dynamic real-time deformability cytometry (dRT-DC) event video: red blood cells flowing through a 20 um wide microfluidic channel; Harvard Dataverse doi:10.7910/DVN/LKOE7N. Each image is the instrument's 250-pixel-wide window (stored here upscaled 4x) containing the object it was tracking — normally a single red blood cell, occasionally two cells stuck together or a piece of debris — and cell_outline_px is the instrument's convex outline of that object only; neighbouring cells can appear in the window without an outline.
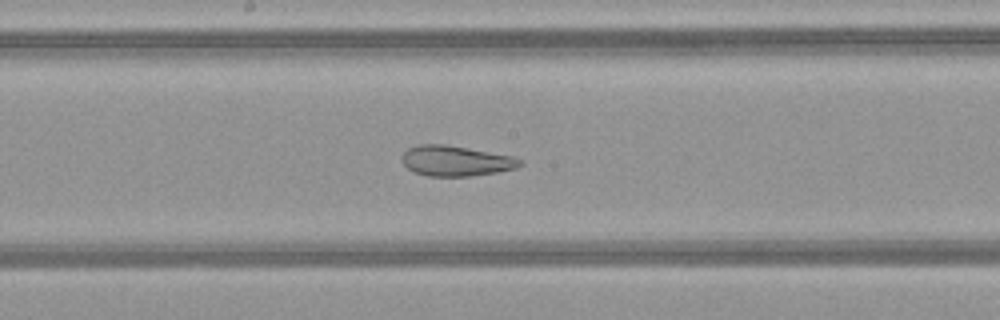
{"species": "common noctule bat (a hibernating species)", "species_latin": "Nyctalus noctula", "temperature_condition": "warm", "stored_images_in_passage": 49, "camera_frame_rate_fps": 3000, "um_per_image_px": 0.085, "animal": {"sex": "female", "body_mass_g": 21.9}, "frame": {"image": 1, "passage_image": 26, "time_ms": 8.333, "image_size_px": [1000, 320], "cell_outline_px": [[524, 164], [516, 168], [496, 172], [472, 176], [428, 176], [416, 172], [408, 168], [400, 160], [400, 156], [408, 148], [420, 144], [444, 144], [516, 156], [524, 160]], "centroid_in_image_um": [38.78, 13.67], "position_along_channel_um": 209.4, "area_um2": 21.1}}
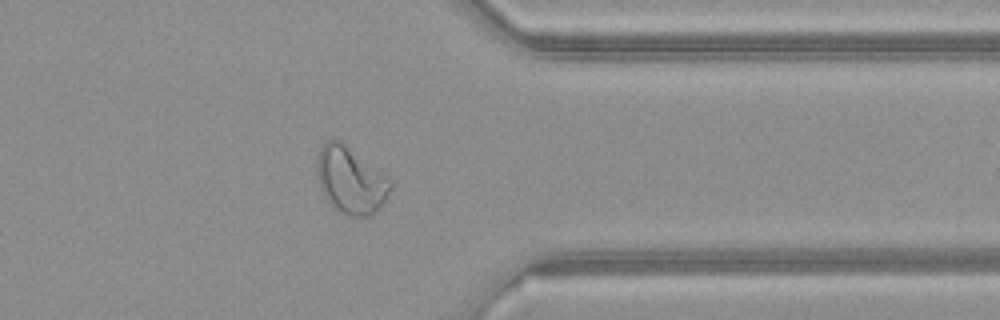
{"frame": {"image": 2, "passage_image": 39, "time_ms": 12.667, "image_size_px": [1000, 320], "cell_outline_px": [[392, 188], [388, 196], [368, 216], [348, 216], [332, 208], [320, 188], [316, 172], [316, 160], [320, 148], [328, 140], [340, 140], [388, 176], [392, 180]], "centroid_in_image_um": [29.78, 15.31], "position_along_channel_um": 381.6, "area_um2": 28.55}}
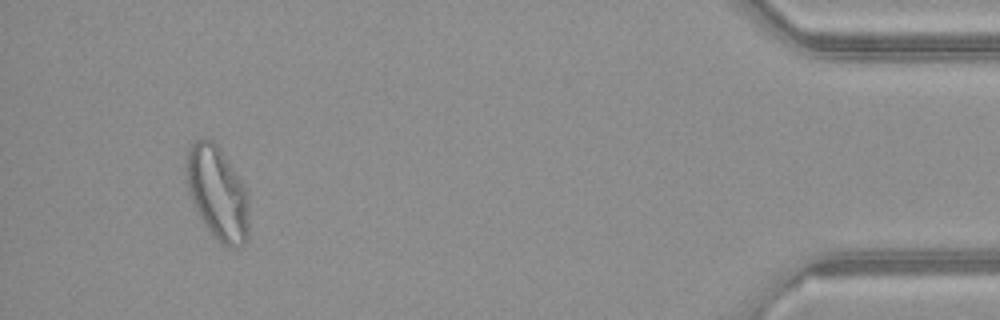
{"frame": {"image": 3, "passage_image": 46, "time_ms": 15.0, "image_size_px": [1000, 320], "cell_outline_px": [[248, 236], [244, 244], [236, 248], [232, 248], [220, 244], [216, 240], [204, 224], [188, 192], [184, 160], [188, 148], [192, 140], [200, 136], [204, 136], [212, 140], [220, 148], [248, 192]], "centroid_in_image_um": [18.45, 16.37], "position_along_channel_um": 416.7, "area_um2": 34.68}, "authors_computed_cell_mechanics": {"area_um2": 29.9404, "velocity_mm_per_s": 4.1512, "shape_relaxation_time_tau1_ms": null, "shape_relaxation_time_tau2_ms": 2.2445, "deformation_change_tau1": null, "deformation_change_tau2": 0.1026}}